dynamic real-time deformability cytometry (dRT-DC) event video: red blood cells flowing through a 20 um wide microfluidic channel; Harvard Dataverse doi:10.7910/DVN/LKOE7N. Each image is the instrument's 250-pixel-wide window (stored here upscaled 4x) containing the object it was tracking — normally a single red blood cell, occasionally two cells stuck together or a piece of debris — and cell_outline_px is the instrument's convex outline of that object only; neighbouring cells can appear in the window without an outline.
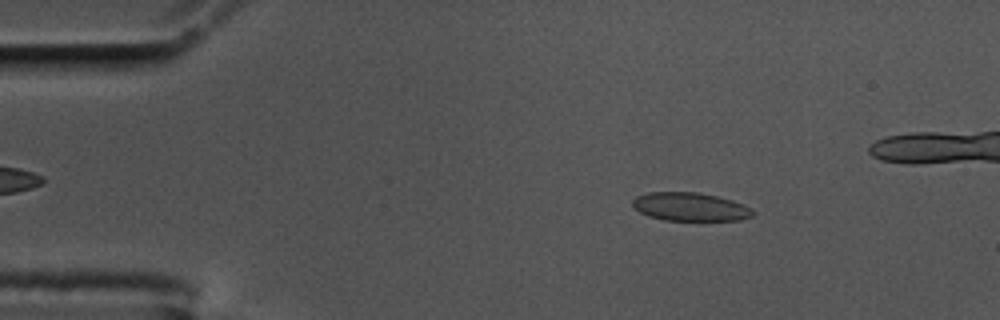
{"species": "common noctule bat (a hibernating species)", "species_latin": "Nyctalus noctula", "temperature_condition": "cold", "stored_images_in_passage": 50, "camera_frame_rate_fps": 3000, "um_per_image_px": 0.085, "animal": {"sex": "male", "body_mass_g": 17.5, "forearm_length_mm": 52.3}, "frame": {"image": 1, "passage_image": 8, "time_ms": 2.333, "image_size_px": [1000, 320], "cell_outline_px": [[756, 212], [752, 216], [740, 220], [664, 220], [648, 216], [632, 208], [632, 200], [636, 196], [648, 192], [700, 192], [732, 200], [744, 204], [752, 208]], "centroid_in_image_um": [58.66, 17.57], "position_along_channel_um": 26.3, "area_um2": 20.11}}
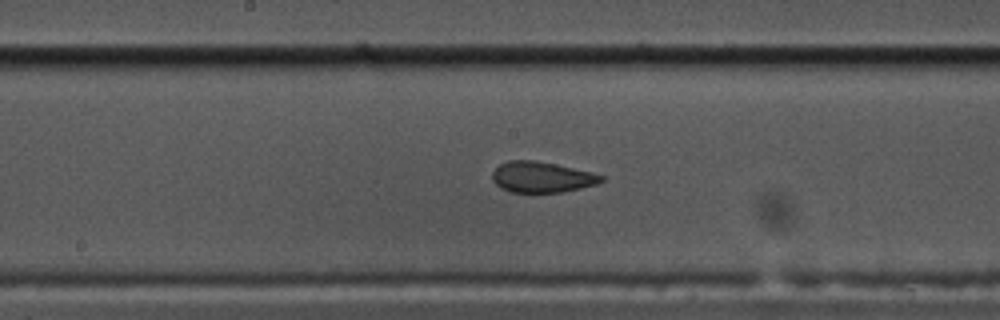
{"frame": {"image": 2, "passage_image": 28, "time_ms": 9.0, "image_size_px": [1000, 320], "cell_outline_px": [[604, 180], [596, 184], [580, 188], [560, 192], [512, 192], [500, 188], [492, 180], [492, 172], [500, 164], [508, 160], [536, 160], [556, 164], [592, 172], [604, 176]], "centroid_in_image_um": [46.03, 15.04], "position_along_channel_um": 202.2, "area_um2": 19.54}}
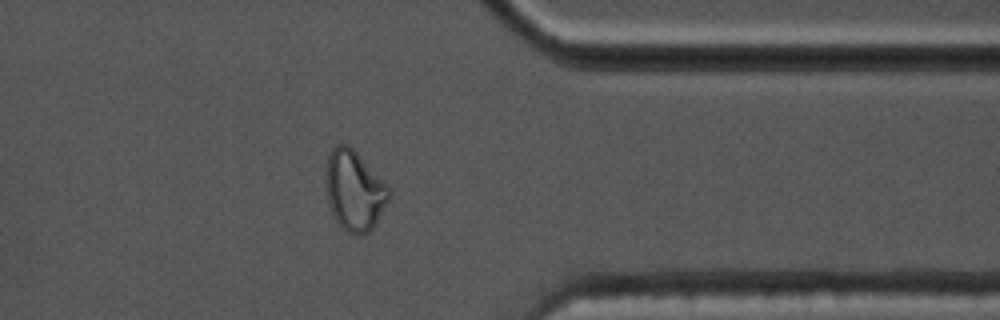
{"frame": {"image": 3, "passage_image": 44, "time_ms": 14.333, "image_size_px": [1000, 320], "cell_outline_px": [[392, 192], [376, 224], [368, 232], [360, 236], [356, 236], [348, 232], [336, 220], [332, 212], [328, 200], [324, 184], [324, 168], [328, 156], [332, 148], [336, 144], [348, 144], [356, 152]], "centroid_in_image_um": [30.07, 16.2], "position_along_channel_um": 381.3, "area_um2": 29.36}}